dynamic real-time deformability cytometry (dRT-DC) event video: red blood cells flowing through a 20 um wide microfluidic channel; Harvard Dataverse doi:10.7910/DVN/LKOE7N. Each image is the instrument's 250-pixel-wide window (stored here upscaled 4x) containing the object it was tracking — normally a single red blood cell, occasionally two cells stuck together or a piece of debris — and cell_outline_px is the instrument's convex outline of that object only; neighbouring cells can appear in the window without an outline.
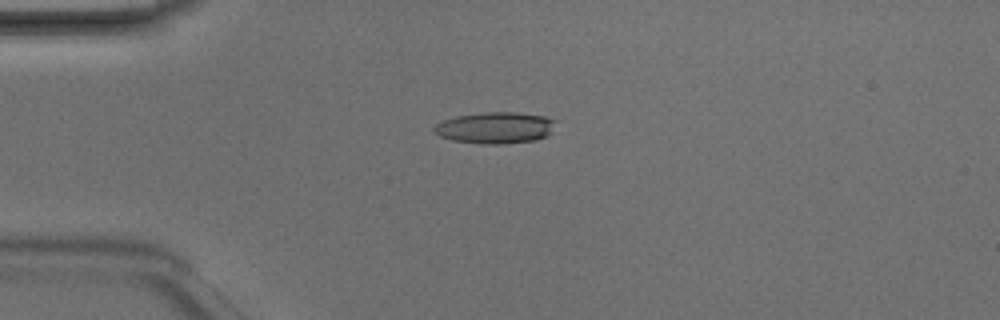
{"species": "Egyptian fruit bat (a non-hibernating species)", "species_latin": "Rousettus aegyptiacus", "temperature_condition": "room temperature", "stored_images_in_passage": 5, "camera_frame_rate_fps": 3000, "um_per_image_px": 0.085, "animal": {"sex": "male"}, "frame": {"image": 1, "passage_image": 4, "time_ms": 1.0, "image_size_px": [1000, 320], "cell_outline_px": [[556, 120], [552, 132], [548, 136], [536, 140], [504, 144], [480, 144], [452, 140], [440, 136], [432, 128], [436, 124], [444, 120], [456, 116], [484, 112], [516, 112], [544, 116]], "centroid_in_image_um": [42.13, 10.86], "position_along_channel_um": 42.9, "area_um2": 22.43}}
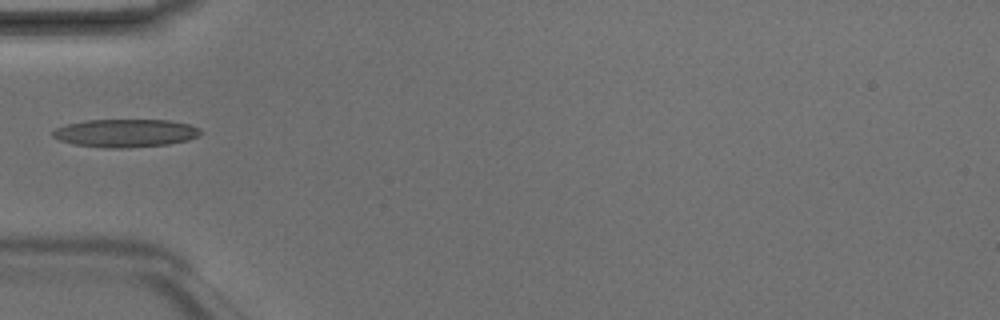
{"frame": {"image": 2, "passage_image": 5, "time_ms": 1.333, "image_size_px": [1000, 320], "cell_outline_px": [[204, 132], [200, 136], [188, 140], [168, 144], [124, 148], [104, 148], [76, 144], [60, 140], [52, 136], [52, 132], [56, 128], [68, 124], [88, 120], [168, 120], [188, 124], [200, 128]], "centroid_in_image_um": [10.72, 11.31], "position_along_channel_um": 74.3, "area_um2": 24.1}}